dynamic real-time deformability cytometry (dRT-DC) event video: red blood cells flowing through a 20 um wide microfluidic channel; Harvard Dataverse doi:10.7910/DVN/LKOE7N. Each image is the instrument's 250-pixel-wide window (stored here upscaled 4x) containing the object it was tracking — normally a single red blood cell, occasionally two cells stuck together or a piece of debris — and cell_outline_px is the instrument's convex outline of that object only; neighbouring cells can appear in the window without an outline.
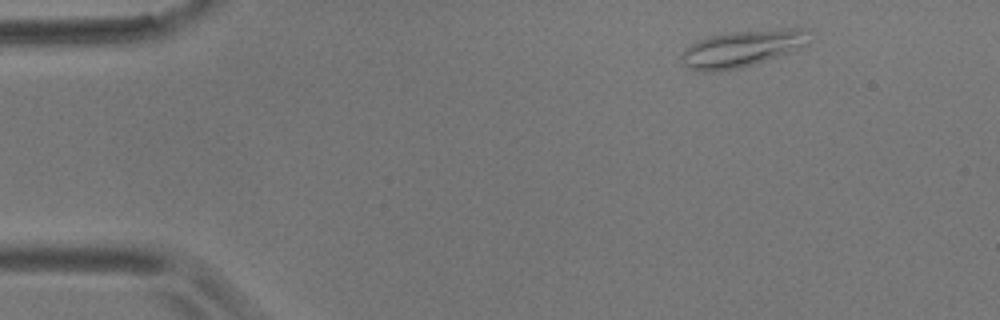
{"species": "common noctule bat (a hibernating species)", "species_latin": "Nyctalus noctula", "temperature_condition": "room temperature", "stored_images_in_passage": 6, "camera_frame_rate_fps": 3000, "um_per_image_px": 0.085, "animal": {"sex": "male", "body_mass_g": 17.9}, "frame": {"image": 1, "passage_image": 1, "time_ms": 0.0, "image_size_px": [1000, 320], "cell_outline_px": [[808, 44], [800, 48], [756, 64], [716, 72], [696, 72], [688, 68], [684, 64], [680, 56], [684, 48], [708, 36], [728, 32], [788, 28], [800, 28], [804, 32]], "centroid_in_image_um": [62.99, 4.15], "position_along_channel_um": 22.0, "area_um2": 27.11}}
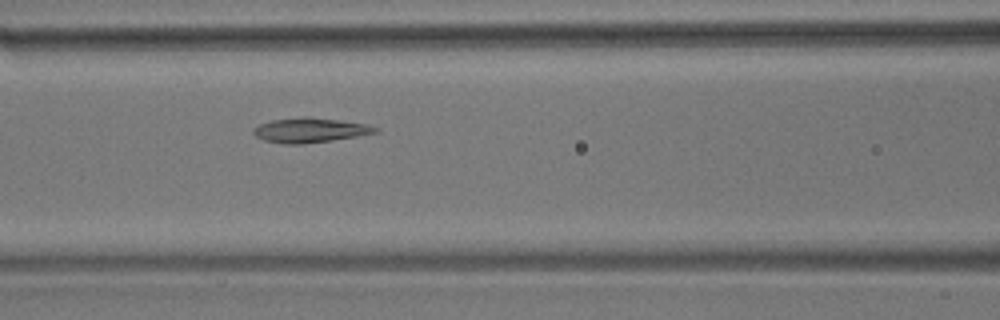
{"frame": {"image": 2, "passage_image": 6, "time_ms": 5.667, "image_size_px": [1000, 320], "cell_outline_px": [[380, 132], [332, 140], [300, 144], [284, 144], [264, 140], [256, 136], [252, 132], [252, 128], [260, 124], [272, 120], [300, 116], [308, 116], [368, 124], [380, 128]], "centroid_in_image_um": [26.35, 11.05], "position_along_channel_um": 140.2, "area_um2": 17.63}}